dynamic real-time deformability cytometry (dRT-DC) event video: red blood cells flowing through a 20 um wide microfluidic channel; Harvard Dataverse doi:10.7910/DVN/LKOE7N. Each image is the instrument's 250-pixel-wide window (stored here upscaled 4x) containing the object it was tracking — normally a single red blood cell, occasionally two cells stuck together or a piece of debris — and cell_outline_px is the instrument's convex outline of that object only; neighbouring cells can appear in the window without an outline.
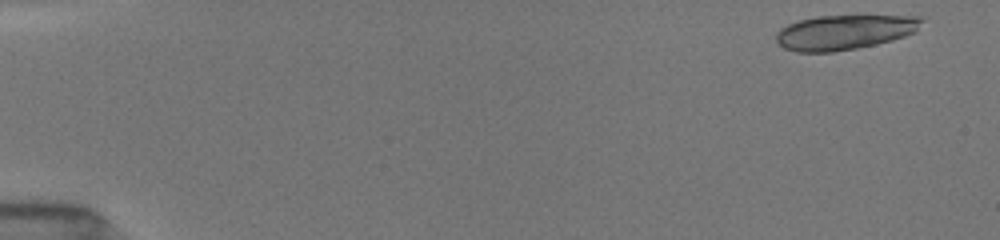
{"species": "common noctule bat (a hibernating species)", "species_latin": "Nyctalus noctula", "temperature_condition": "room temperature", "stored_images_in_passage": 20, "camera_frame_rate_fps": 3000, "um_per_image_px": 0.085, "animal": {"sex": "female", "body_mass_g": 19.5, "forearm_length_mm": 54.1}, "frame": {"image": 1, "passage_image": 2, "time_ms": 0.333, "image_size_px": [1000, 240], "cell_outline_px": [[924, 20], [916, 32], [892, 40], [876, 44], [856, 48], [832, 52], [796, 52], [784, 48], [776, 40], [776, 32], [780, 28], [788, 24], [800, 20], [816, 16], [856, 12], [924, 16]], "centroid_in_image_um": [71.87, 2.66], "position_along_channel_um": 13.1, "area_um2": 31.04}}
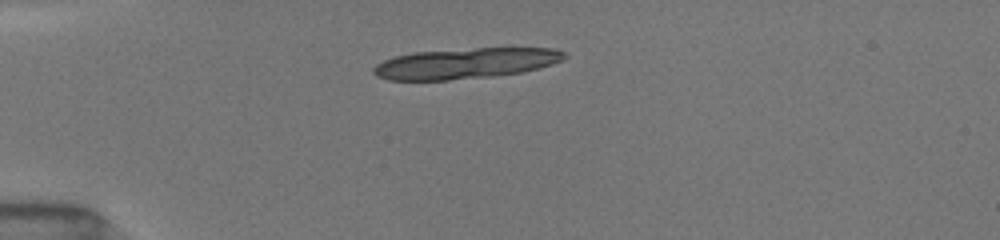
{"frame": {"image": 2, "passage_image": 14, "time_ms": 4.0, "image_size_px": [1000, 240], "cell_outline_px": [[568, 56], [564, 60], [552, 64], [520, 72], [492, 76], [448, 80], [388, 80], [376, 76], [372, 72], [372, 68], [376, 64], [384, 60], [396, 56], [412, 52], [476, 48], [552, 48], [564, 52]], "centroid_in_image_um": [39.54, 5.38], "position_along_channel_um": 45.5, "area_um2": 33.99}}